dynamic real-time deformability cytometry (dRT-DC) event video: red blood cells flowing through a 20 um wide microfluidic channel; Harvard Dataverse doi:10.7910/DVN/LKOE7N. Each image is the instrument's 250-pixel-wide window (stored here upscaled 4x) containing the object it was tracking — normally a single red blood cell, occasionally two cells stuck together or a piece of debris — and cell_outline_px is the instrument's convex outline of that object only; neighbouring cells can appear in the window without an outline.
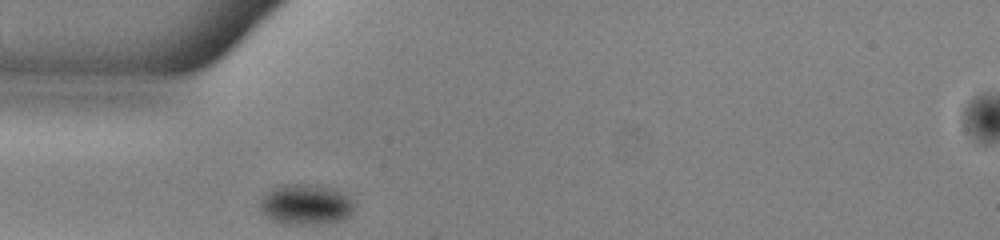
{"species": "common noctule bat (a hibernating species)", "species_latin": "Nyctalus noctula", "temperature_condition": "warm", "stored_images_in_passage": 37, "camera_frame_rate_fps": 3000, "um_per_image_px": 0.085, "animal": {"sex": "male", "body_mass_g": 13.0, "forearm_length_mm": 53.1}, "frame": {"image": 1, "passage_image": 1, "time_ms": 0.0, "image_size_px": [1000, 240], "cell_outline_px": [[352, 212], [348, 216], [340, 220], [320, 224], [280, 224], [264, 216], [260, 208], [260, 196], [264, 192], [280, 184], [316, 184], [336, 188], [344, 192], [352, 200]], "centroid_in_image_um": [25.93, 17.36], "position_along_channel_um": 59.1, "area_um2": 22.77}}
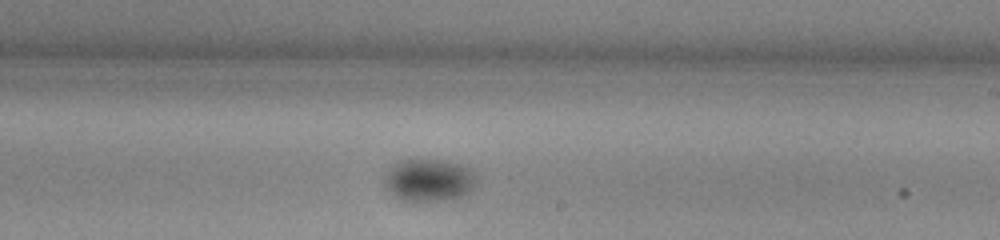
{"frame": {"image": 2, "passage_image": 16, "time_ms": 5.0, "image_size_px": [1000, 240], "cell_outline_px": [[476, 184], [468, 192], [460, 196], [448, 200], [404, 200], [396, 196], [384, 184], [384, 176], [392, 164], [396, 160], [420, 156], [440, 160], [456, 164], [468, 168], [476, 176]], "centroid_in_image_um": [36.41, 15.25], "position_along_channel_um": 252.6, "area_um2": 22.95}}
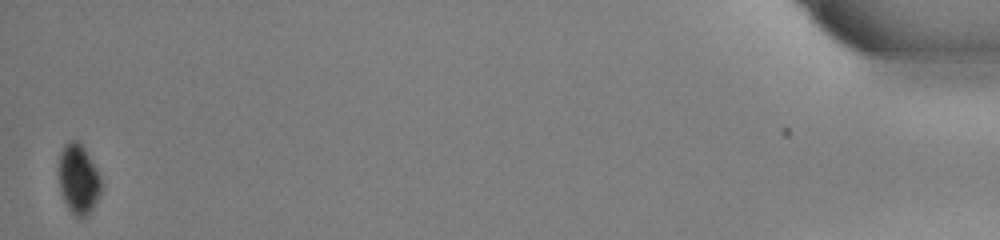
{"frame": {"image": 3, "passage_image": 37, "time_ms": 12.0, "image_size_px": [1000, 240], "cell_outline_px": [[104, 184], [100, 196], [92, 208], [80, 220], [68, 208], [64, 200], [60, 188], [56, 172], [56, 168], [60, 152], [64, 144], [68, 140], [76, 140], [80, 144], [96, 168]], "centroid_in_image_um": [6.64, 15.22], "position_along_channel_um": 428.6, "area_um2": 17.57}}